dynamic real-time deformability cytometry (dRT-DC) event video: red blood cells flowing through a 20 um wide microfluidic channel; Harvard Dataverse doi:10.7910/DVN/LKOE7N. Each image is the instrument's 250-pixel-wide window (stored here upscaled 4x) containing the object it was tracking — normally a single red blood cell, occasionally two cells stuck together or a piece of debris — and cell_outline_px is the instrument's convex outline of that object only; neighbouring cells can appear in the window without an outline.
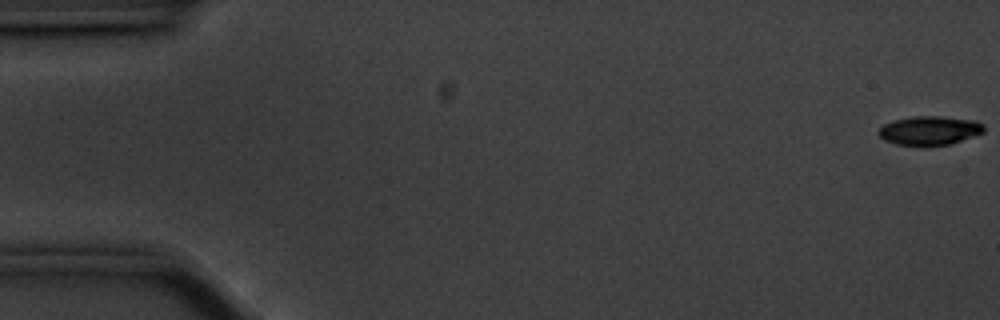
{"species": "common noctule bat (a hibernating species)", "species_latin": "Nyctalus noctula", "temperature_condition": "cold", "stored_images_in_passage": 57, "camera_frame_rate_fps": 3000, "um_per_image_px": 0.085, "animal": {"sex": "male", "body_mass_g": 20.1, "forearm_length_mm": 53.5}, "frame": {"image": 1, "passage_image": 1, "time_ms": 0.0, "image_size_px": [1000, 320], "cell_outline_px": [[984, 132], [948, 144], [896, 144], [884, 140], [876, 132], [884, 124], [896, 120], [912, 116], [940, 116], [976, 120], [984, 124]], "centroid_in_image_um": [79.01, 11.06], "position_along_channel_um": 6.0, "area_um2": 17.34}}
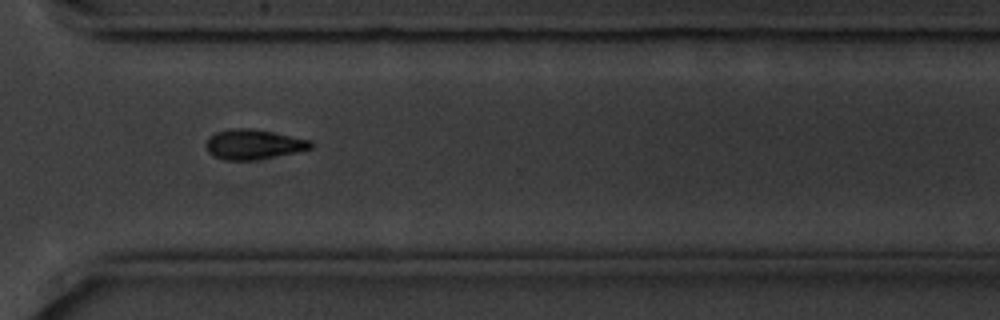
{"frame": {"image": 2, "passage_image": 42, "time_ms": 13.667, "image_size_px": [1000, 320], "cell_outline_px": [[312, 148], [296, 152], [252, 160], [224, 160], [212, 156], [208, 152], [204, 144], [208, 136], [216, 132], [228, 128], [252, 128], [312, 140]], "centroid_in_image_um": [21.48, 12.26], "position_along_channel_um": 349.1, "area_um2": 18.38}}
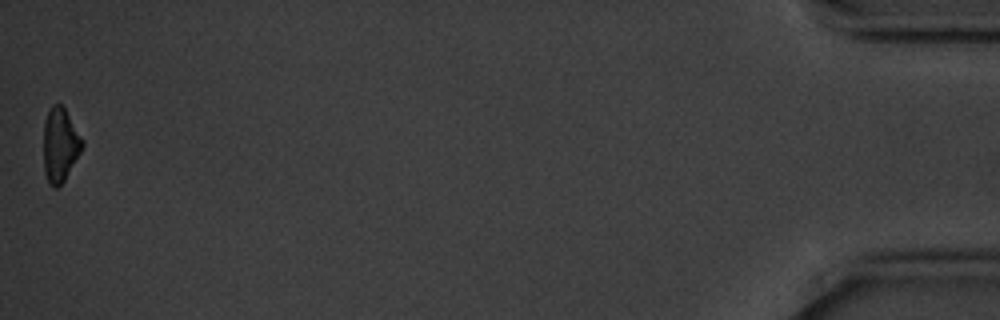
{"frame": {"image": 3, "passage_image": 57, "time_ms": 18.667, "image_size_px": [1000, 320], "cell_outline_px": [[84, 144], [80, 152], [64, 180], [56, 188], [52, 188], [48, 184], [44, 172], [44, 120], [52, 104], [60, 104], [64, 108], [84, 140]], "centroid_in_image_um": [5.1, 12.32], "position_along_channel_um": 430.1, "area_um2": 16.59}, "authors_computed_cell_mechanics": {"area_um2": 18.3226, "velocity_mm_per_s": 3.539, "shape_relaxation_time_tau1_ms": 2.1368, "shape_relaxation_time_tau2_ms": null, "deformation_change_tau1": 0.117, "deformation_change_tau2": null}}